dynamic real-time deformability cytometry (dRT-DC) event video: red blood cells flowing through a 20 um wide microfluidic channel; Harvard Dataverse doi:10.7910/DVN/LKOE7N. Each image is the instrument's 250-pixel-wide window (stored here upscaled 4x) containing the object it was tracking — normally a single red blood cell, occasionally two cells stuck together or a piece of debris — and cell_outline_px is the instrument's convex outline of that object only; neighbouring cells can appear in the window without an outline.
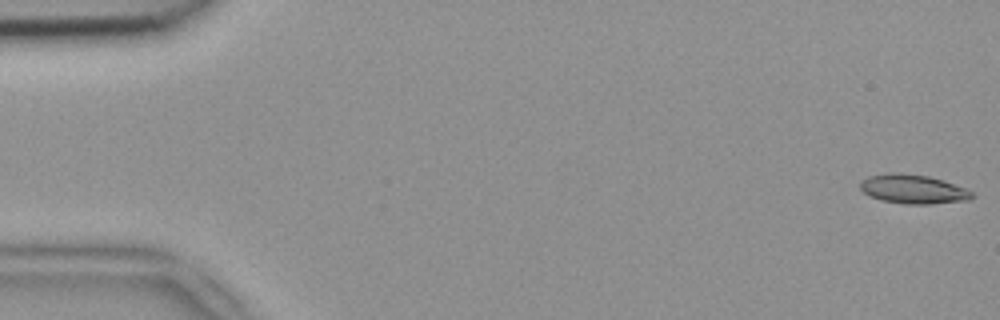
{"species": "common noctule bat (a hibernating species)", "species_latin": "Nyctalus noctula", "temperature_condition": "room temperature", "stored_images_in_passage": 51, "camera_frame_rate_fps": 3000, "um_per_image_px": 0.085, "animal": {"sex": "female", "body_mass_g": 18.4}, "frame": {"image": 1, "passage_image": 1, "time_ms": 0.0, "image_size_px": [1000, 320], "cell_outline_px": [[976, 196], [968, 200], [932, 204], [904, 204], [880, 200], [864, 192], [860, 188], [860, 180], [868, 176], [888, 172], [896, 172], [928, 176], [944, 180], [968, 188]], "centroid_in_image_um": [77.64, 16.07], "position_along_channel_um": 7.4, "area_um2": 19.25}}
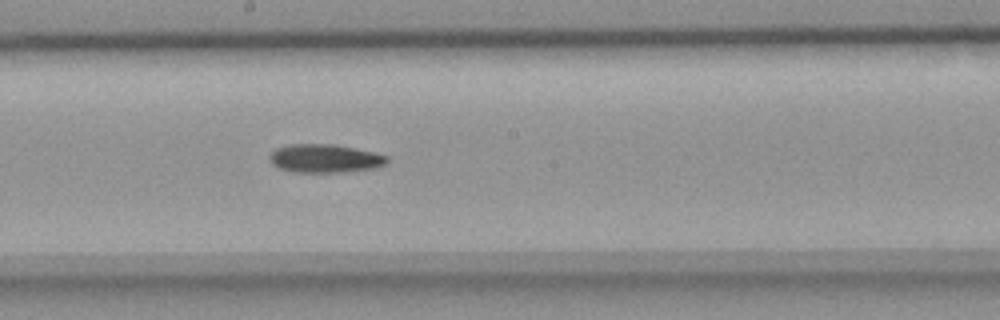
{"frame": {"image": 2, "passage_image": 28, "time_ms": 9.0, "image_size_px": [1000, 320], "cell_outline_px": [[388, 160], [384, 164], [376, 168], [340, 172], [296, 172], [280, 168], [268, 156], [276, 148], [288, 144], [336, 144], [376, 152], [388, 156]], "centroid_in_image_um": [27.67, 13.45], "position_along_channel_um": 220.5, "area_um2": 19.36}}
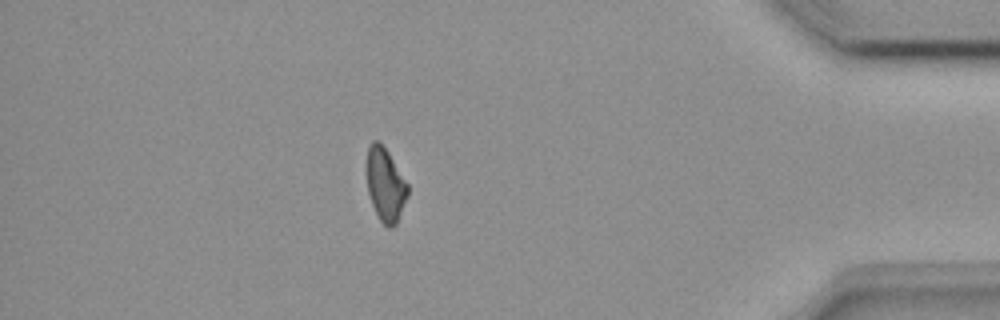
{"frame": {"image": 3, "passage_image": 45, "time_ms": 14.667, "image_size_px": [1000, 320], "cell_outline_px": [[408, 196], [396, 224], [392, 228], [388, 228], [380, 220], [372, 204], [368, 192], [364, 172], [368, 144], [372, 140], [376, 140], [388, 152], [408, 184]], "centroid_in_image_um": [32.71, 15.67], "position_along_channel_um": 402.5, "area_um2": 17.86}}